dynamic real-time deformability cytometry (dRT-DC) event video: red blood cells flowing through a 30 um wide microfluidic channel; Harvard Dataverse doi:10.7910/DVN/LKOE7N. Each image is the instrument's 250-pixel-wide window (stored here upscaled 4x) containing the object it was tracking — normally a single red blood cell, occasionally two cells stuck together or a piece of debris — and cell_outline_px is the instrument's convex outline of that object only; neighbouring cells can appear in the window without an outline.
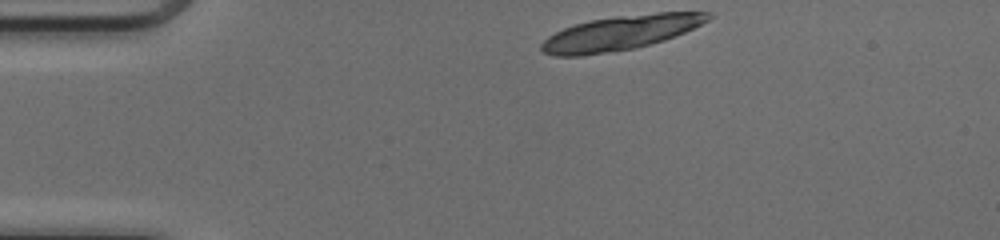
{"species": "common noctule bat (a hibernating species)", "species_latin": "Nyctalus noctula", "temperature_condition": "cold", "stored_images_in_passage": 9, "camera_frame_rate_fps": 3000, "um_per_image_px": 0.085, "animal": {"sex": "female", "body_mass_g": 17.0, "forearm_length_mm": 48.0}, "frame": {"image": 1, "passage_image": 1, "time_ms": 0.0, "image_size_px": [1000, 240], "cell_outline_px": [[712, 16], [708, 20], [684, 32], [664, 40], [636, 48], [580, 56], [556, 56], [544, 52], [540, 48], [540, 44], [548, 36], [564, 28], [576, 24], [592, 20], [616, 16], [656, 12], [712, 12]], "centroid_in_image_um": [52.74, 2.79], "position_along_channel_um": 32.3, "area_um2": 33.18}}